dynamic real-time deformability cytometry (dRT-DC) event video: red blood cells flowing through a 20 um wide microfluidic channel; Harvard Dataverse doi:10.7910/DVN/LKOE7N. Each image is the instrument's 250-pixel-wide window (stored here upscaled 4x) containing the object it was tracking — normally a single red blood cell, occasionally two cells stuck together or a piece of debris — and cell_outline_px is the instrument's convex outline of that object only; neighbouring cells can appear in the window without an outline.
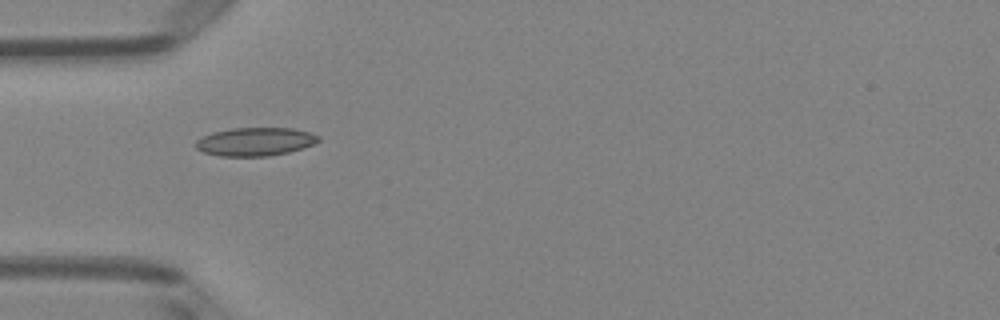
{"species": "Egyptian fruit bat (a non-hibernating species)", "species_latin": "Rousettus aegyptiacus", "temperature_condition": "room temperature", "stored_images_in_passage": 4, "camera_frame_rate_fps": 3000, "um_per_image_px": 0.085, "animal": {"sex": "female"}, "frame": {"image": 1, "passage_image": 2, "time_ms": 0.333, "image_size_px": [1000, 320], "cell_outline_px": [[320, 140], [312, 144], [288, 152], [268, 156], [220, 156], [204, 152], [196, 148], [196, 140], [212, 132], [232, 128], [292, 128], [308, 132], [320, 136]], "centroid_in_image_um": [21.67, 12.04], "position_along_channel_um": 63.3, "area_um2": 20.06}}
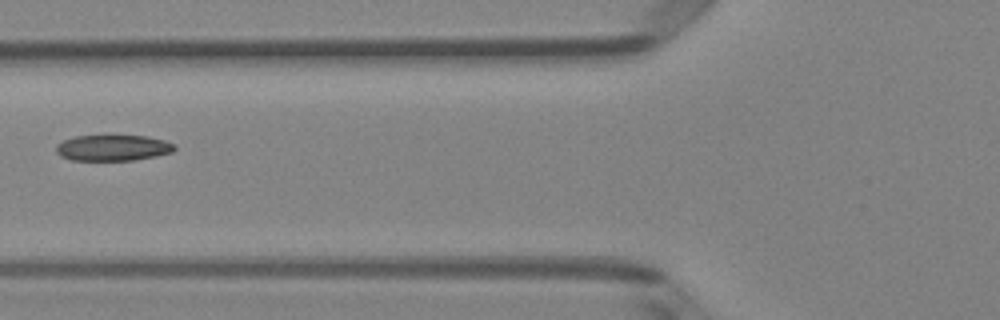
{"frame": {"image": 2, "passage_image": 3, "time_ms": 0.667, "image_size_px": [1000, 320], "cell_outline_px": [[176, 148], [172, 152], [156, 156], [132, 160], [72, 160], [60, 156], [56, 152], [56, 144], [64, 140], [76, 136], [144, 136], [164, 140], [176, 144]], "centroid_in_image_um": [9.6, 12.57], "position_along_channel_um": 116.2, "area_um2": 17.8}}
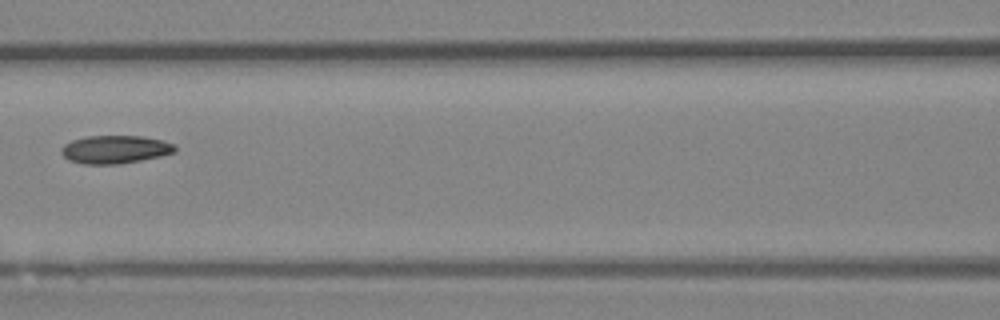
{"frame": {"image": 3, "passage_image": 4, "time_ms": 1.0, "image_size_px": [1000, 320], "cell_outline_px": [[176, 152], [160, 156], [120, 164], [84, 164], [68, 160], [60, 152], [60, 148], [64, 144], [72, 140], [88, 136], [144, 136], [164, 140], [176, 144]], "centroid_in_image_um": [9.8, 12.69], "position_along_channel_um": 156.8, "area_um2": 18.79}}